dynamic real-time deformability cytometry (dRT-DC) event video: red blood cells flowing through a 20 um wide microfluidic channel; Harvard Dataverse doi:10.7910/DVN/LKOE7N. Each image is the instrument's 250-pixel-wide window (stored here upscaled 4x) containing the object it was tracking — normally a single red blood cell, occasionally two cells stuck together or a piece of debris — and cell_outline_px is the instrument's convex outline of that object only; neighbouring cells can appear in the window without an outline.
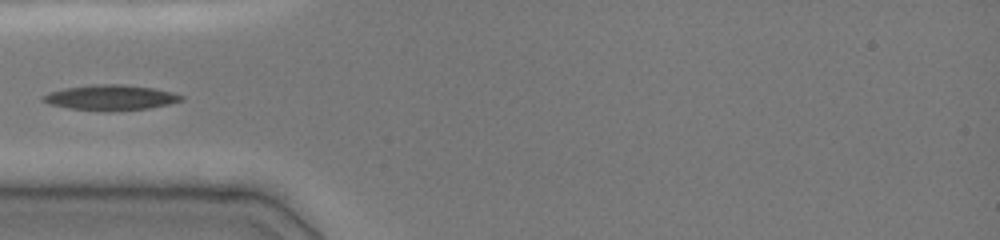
{"species": "common noctule bat (a hibernating species)", "species_latin": "Nyctalus noctula", "temperature_condition": "cold", "stored_images_in_passage": 8, "camera_frame_rate_fps": 3000, "um_per_image_px": 0.085, "animal": {"sex": "female", "body_mass_g": 19.0, "forearm_length_mm": 51.5}, "frame": {"image": 1, "passage_image": 1, "time_ms": 0.0, "image_size_px": [1000, 240], "cell_outline_px": [[184, 100], [168, 104], [148, 108], [108, 112], [68, 108], [48, 104], [40, 100], [40, 96], [52, 92], [68, 88], [100, 84], [120, 84], [152, 88], [172, 92], [184, 96]], "centroid_in_image_um": [9.4, 8.31], "position_along_channel_um": 75.6, "area_um2": 20.29}}
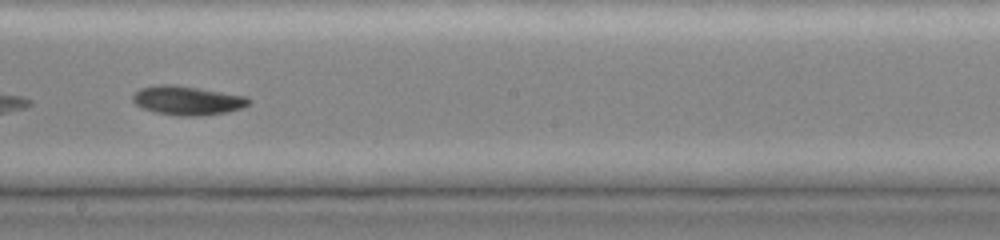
{"frame": {"image": 2, "passage_image": 7, "time_ms": 4.0, "image_size_px": [1000, 240], "cell_outline_px": [[252, 100], [248, 104], [240, 108], [228, 112], [200, 116], [180, 116], [152, 112], [136, 104], [132, 100], [132, 96], [140, 88], [156, 84], [172, 84], [248, 96]], "centroid_in_image_um": [15.92, 8.54], "position_along_channel_um": 232.3, "area_um2": 19.71}}